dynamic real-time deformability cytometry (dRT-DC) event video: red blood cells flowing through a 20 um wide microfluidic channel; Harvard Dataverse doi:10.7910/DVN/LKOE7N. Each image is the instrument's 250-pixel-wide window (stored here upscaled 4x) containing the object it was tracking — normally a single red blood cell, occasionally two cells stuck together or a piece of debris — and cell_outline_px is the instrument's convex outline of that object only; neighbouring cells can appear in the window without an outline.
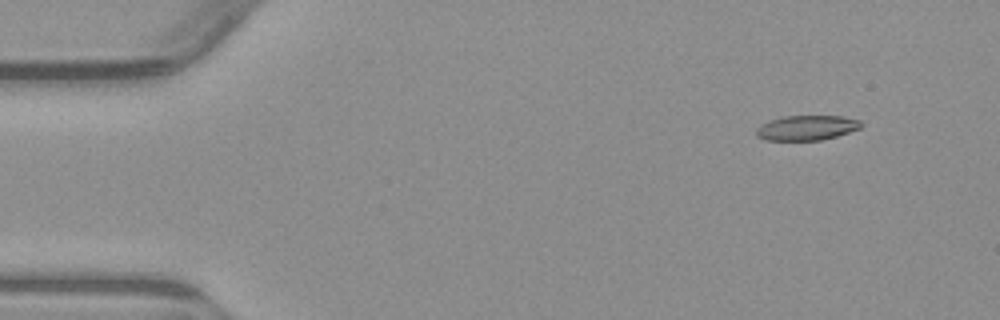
{"species": "common noctule bat (a hibernating species)", "species_latin": "Nyctalus noctula", "temperature_condition": "warm", "stored_images_in_passage": 4, "camera_frame_rate_fps": 3000, "um_per_image_px": 0.085, "animal": {"sex": "male", "body_mass_g": 23.1, "forearm_length_mm": 52.7}, "frame": {"image": 1, "passage_image": 1, "time_ms": 0.0, "image_size_px": [1000, 320], "cell_outline_px": [[864, 124], [860, 128], [836, 136], [820, 140], [764, 140], [756, 136], [756, 128], [760, 124], [768, 120], [780, 116], [844, 116], [860, 120]], "centroid_in_image_um": [68.53, 10.85], "position_along_channel_um": 16.5, "area_um2": 15.37}}
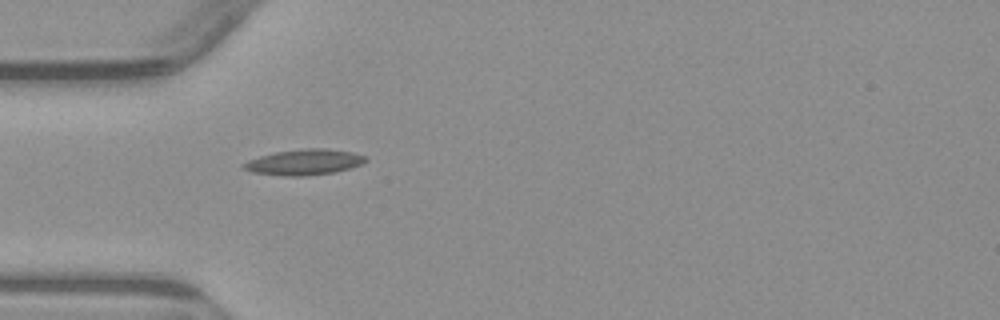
{"frame": {"image": 2, "passage_image": 4, "time_ms": 3.667, "image_size_px": [1000, 320], "cell_outline_px": [[368, 160], [360, 164], [336, 172], [300, 176], [288, 176], [252, 172], [244, 168], [240, 164], [248, 160], [260, 156], [276, 152], [304, 148], [328, 148], [352, 152], [368, 156]], "centroid_in_image_um": [25.88, 13.77], "position_along_channel_um": 59.1, "area_um2": 18.21}}